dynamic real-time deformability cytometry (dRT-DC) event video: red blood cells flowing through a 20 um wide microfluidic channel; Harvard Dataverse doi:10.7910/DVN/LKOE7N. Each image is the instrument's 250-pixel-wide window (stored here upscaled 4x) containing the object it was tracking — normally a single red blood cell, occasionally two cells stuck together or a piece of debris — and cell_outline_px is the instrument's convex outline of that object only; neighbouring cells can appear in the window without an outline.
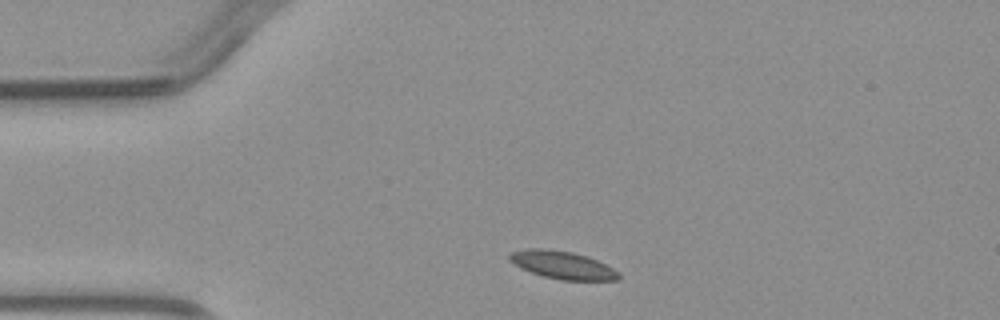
{"species": "common noctule bat (a hibernating species)", "species_latin": "Nyctalus noctula", "temperature_condition": "warm", "stored_images_in_passage": 3, "camera_frame_rate_fps": 3000, "um_per_image_px": 0.085, "animal": {"sex": "male", "body_mass_g": 23.1, "forearm_length_mm": 52.7}, "frame": {"image": 1, "passage_image": 1, "time_ms": 0.0, "image_size_px": [1000, 320], "cell_outline_px": [[620, 280], [560, 280], [544, 276], [532, 272], [508, 260], [508, 256], [512, 252], [528, 248], [548, 248], [572, 252], [588, 256], [620, 272]], "centroid_in_image_um": [47.84, 22.52], "position_along_channel_um": 37.2, "area_um2": 17.57}}
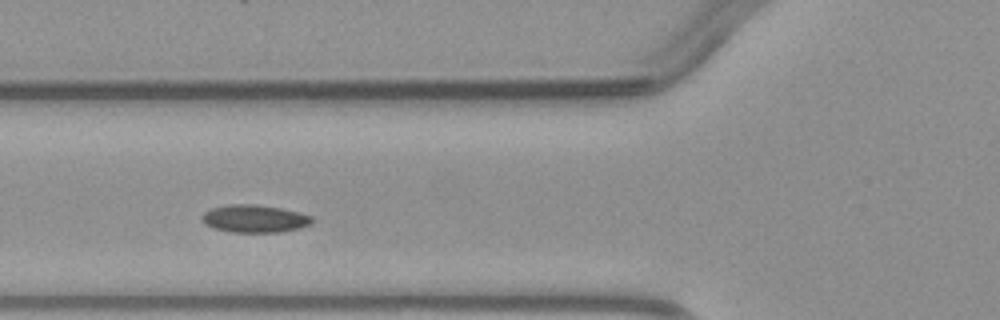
{"frame": {"image": 2, "passage_image": 3, "time_ms": 2.333, "image_size_px": [1000, 320], "cell_outline_px": [[312, 224], [300, 228], [280, 232], [232, 232], [216, 228], [204, 224], [200, 216], [204, 212], [212, 208], [228, 204], [256, 204], [280, 208], [300, 212], [312, 216]], "centroid_in_image_um": [21.64, 18.58], "position_along_channel_um": 104.2, "area_um2": 17.8}}